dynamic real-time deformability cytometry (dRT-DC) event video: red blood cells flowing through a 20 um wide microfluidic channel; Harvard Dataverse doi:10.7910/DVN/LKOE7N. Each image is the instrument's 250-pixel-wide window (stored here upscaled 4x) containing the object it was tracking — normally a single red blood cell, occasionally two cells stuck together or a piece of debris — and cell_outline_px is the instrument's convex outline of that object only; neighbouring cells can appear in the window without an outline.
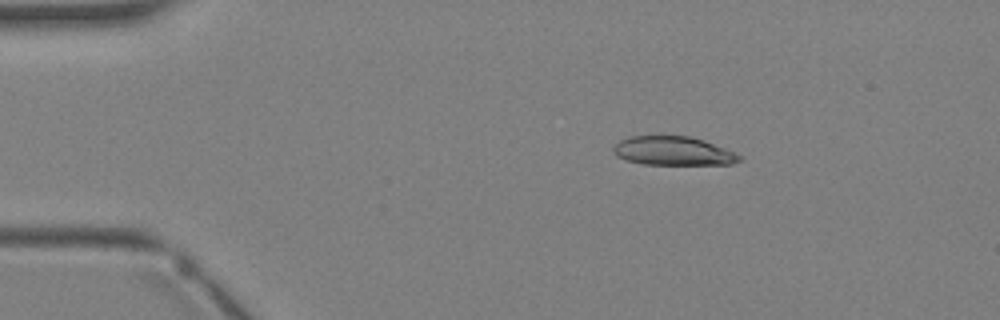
{"species": "Egyptian fruit bat (a non-hibernating species)", "species_latin": "Rousettus aegyptiacus", "temperature_condition": "warm", "stored_images_in_passage": 3, "camera_frame_rate_fps": 3000, "um_per_image_px": 0.085, "animal": {"sex": "female"}, "frame": {"image": 1, "passage_image": 2, "time_ms": 1.0, "image_size_px": [1000, 320], "cell_outline_px": [[740, 160], [732, 164], [644, 164], [628, 160], [616, 156], [612, 152], [612, 148], [620, 140], [632, 136], [688, 136], [704, 140], [724, 148], [740, 156]], "centroid_in_image_um": [57.18, 12.83], "position_along_channel_um": 27.8, "area_um2": 20.87}}